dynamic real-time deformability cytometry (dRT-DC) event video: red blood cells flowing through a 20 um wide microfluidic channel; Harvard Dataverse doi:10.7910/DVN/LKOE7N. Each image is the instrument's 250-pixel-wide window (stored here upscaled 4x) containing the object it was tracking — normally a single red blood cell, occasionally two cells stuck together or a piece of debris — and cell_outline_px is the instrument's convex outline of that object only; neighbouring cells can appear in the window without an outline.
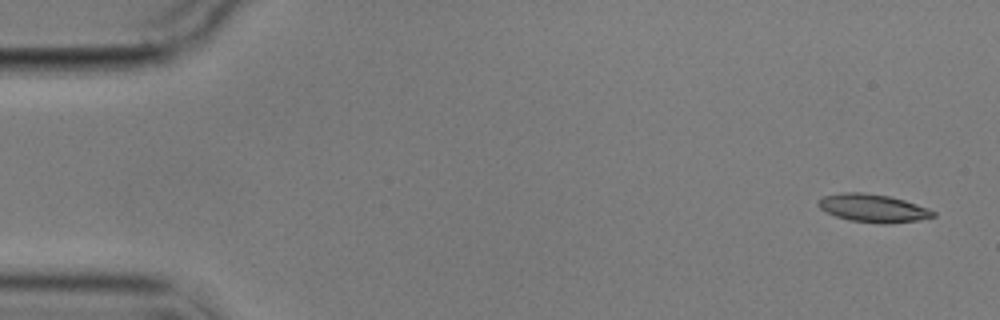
{"species": "common noctule bat (a hibernating species)", "species_latin": "Nyctalus noctula", "temperature_condition": "cold", "stored_images_in_passage": 4, "camera_frame_rate_fps": 3000, "um_per_image_px": 0.085, "animal": {"sex": "male", "body_mass_g": 17.9}, "frame": {"image": 1, "passage_image": 1, "time_ms": 0.0, "image_size_px": [1000, 320], "cell_outline_px": [[936, 216], [916, 220], [884, 224], [880, 224], [848, 220], [836, 216], [820, 208], [816, 204], [824, 196], [844, 192], [864, 192], [888, 196], [904, 200], [928, 208], [936, 212]], "centroid_in_image_um": [74.21, 17.69], "position_along_channel_um": 10.8, "area_um2": 18.61}}
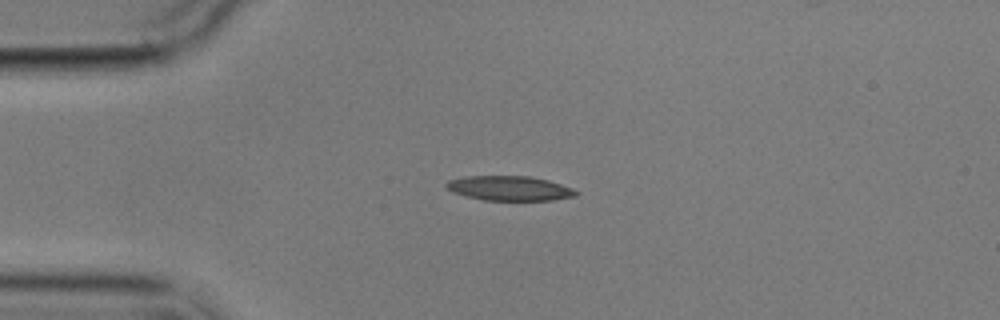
{"frame": {"image": 2, "passage_image": 3, "time_ms": 3.667, "image_size_px": [1000, 320], "cell_outline_px": [[580, 192], [576, 196], [552, 200], [484, 200], [452, 192], [444, 184], [448, 180], [468, 176], [528, 176], [548, 180], [572, 188]], "centroid_in_image_um": [43.33, 16.0], "position_along_channel_um": 41.7, "area_um2": 18.5}}